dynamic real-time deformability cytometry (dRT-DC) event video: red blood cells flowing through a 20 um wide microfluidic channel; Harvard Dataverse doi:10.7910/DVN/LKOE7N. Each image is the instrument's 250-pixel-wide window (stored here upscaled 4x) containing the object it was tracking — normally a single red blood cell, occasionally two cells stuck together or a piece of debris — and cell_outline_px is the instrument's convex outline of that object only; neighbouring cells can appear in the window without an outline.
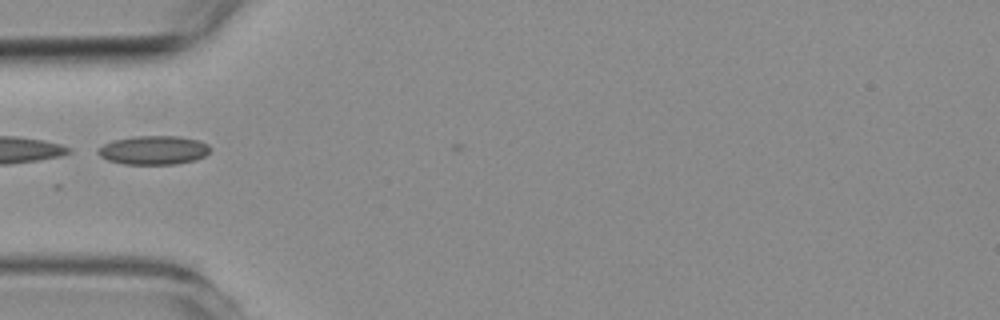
{"species": "common noctule bat (a hibernating species)", "species_latin": "Nyctalus noctula", "temperature_condition": "room temperature", "stored_images_in_passage": 10, "camera_frame_rate_fps": 3000, "um_per_image_px": 0.085, "animal": {"sex": "female", "body_mass_g": 19.3, "forearm_length_mm": 54.1}, "frame": {"image": 1, "passage_image": 1, "time_ms": 0.0, "image_size_px": [1000, 320], "cell_outline_px": [[212, 148], [204, 156], [196, 160], [176, 164], [124, 164], [108, 160], [100, 156], [96, 152], [104, 144], [112, 140], [136, 136], [180, 136], [200, 140], [208, 144]], "centroid_in_image_um": [13.09, 12.76], "position_along_channel_um": 71.9, "area_um2": 18.96}}
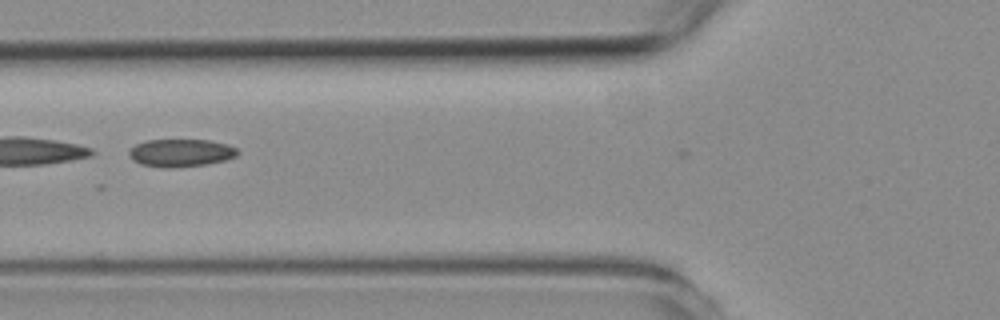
{"frame": {"image": 2, "passage_image": 4, "time_ms": 1.0, "image_size_px": [1000, 320], "cell_outline_px": [[240, 152], [236, 156], [224, 160], [208, 164], [172, 168], [160, 168], [140, 164], [132, 160], [128, 156], [128, 152], [136, 144], [144, 140], [208, 140], [228, 144], [236, 148]], "centroid_in_image_um": [15.35, 13.0], "position_along_channel_um": 110.5, "area_um2": 17.74}}